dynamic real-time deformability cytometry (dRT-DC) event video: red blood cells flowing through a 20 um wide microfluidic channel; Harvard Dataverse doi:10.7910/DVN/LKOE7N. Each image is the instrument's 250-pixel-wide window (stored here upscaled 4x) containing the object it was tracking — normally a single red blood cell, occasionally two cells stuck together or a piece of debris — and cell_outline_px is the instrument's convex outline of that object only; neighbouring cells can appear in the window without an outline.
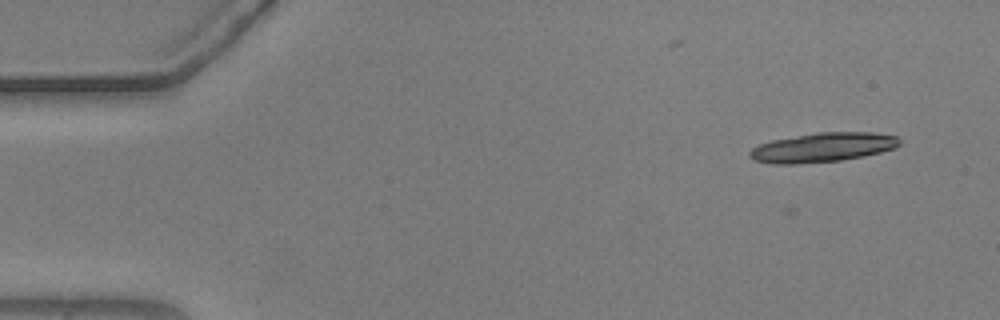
{"species": "common noctule bat (a hibernating species)", "species_latin": "Nyctalus noctula", "temperature_condition": "warm", "stored_images_in_passage": 2, "camera_frame_rate_fps": 3000, "um_per_image_px": 0.085, "animal": {"sex": "male", "body_mass_g": 20.5, "forearm_length_mm": 52.5}, "frame": {"image": 1, "passage_image": 2, "time_ms": 0.333, "image_size_px": [1000, 320], "cell_outline_px": [[900, 144], [896, 148], [864, 156], [840, 160], [796, 164], [772, 164], [756, 160], [748, 156], [748, 152], [752, 148], [760, 144], [772, 140], [816, 132], [872, 132], [896, 136], [900, 140]], "centroid_in_image_um": [69.93, 12.52], "position_along_channel_um": 15.1, "area_um2": 25.61}}